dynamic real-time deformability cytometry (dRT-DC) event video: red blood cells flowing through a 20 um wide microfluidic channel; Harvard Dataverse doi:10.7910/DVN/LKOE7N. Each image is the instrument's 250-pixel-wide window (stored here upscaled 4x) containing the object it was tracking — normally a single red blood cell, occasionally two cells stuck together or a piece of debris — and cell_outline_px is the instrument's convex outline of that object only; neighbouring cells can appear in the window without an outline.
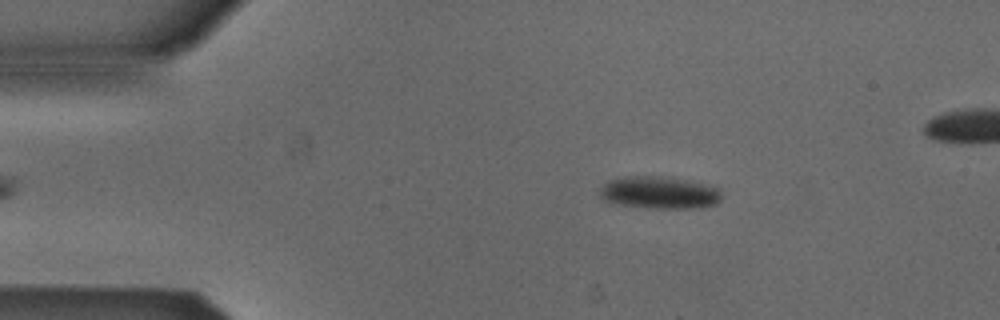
{"species": "Egyptian fruit bat (a non-hibernating species)", "species_latin": "Rousettus aegyptiacus", "temperature_condition": "cold", "stored_images_in_passage": 41, "camera_frame_rate_fps": 3000, "um_per_image_px": 0.085, "animal": {"sex": "male"}, "frame": {"image": 1, "passage_image": 5, "time_ms": 1.333, "image_size_px": [1000, 320], "cell_outline_px": [[720, 200], [716, 204], [700, 208], [652, 208], [620, 204], [604, 200], [600, 196], [600, 188], [608, 180], [624, 176], [660, 176], [688, 180], [720, 188]], "centroid_in_image_um": [56.05, 16.36], "position_along_channel_um": 29.0, "area_um2": 22.95}}
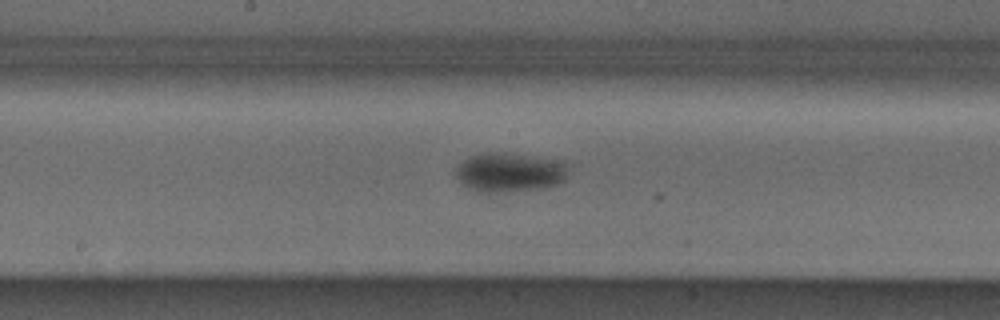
{"frame": {"image": 2, "passage_image": 23, "time_ms": 7.333, "image_size_px": [1000, 320], "cell_outline_px": [[568, 168], [564, 180], [556, 184], [536, 188], [496, 192], [476, 192], [460, 184], [456, 176], [456, 168], [468, 156], [484, 152], [504, 152], [564, 160], [568, 164]], "centroid_in_image_um": [43.29, 14.62], "position_along_channel_um": 204.9, "area_um2": 25.89}}
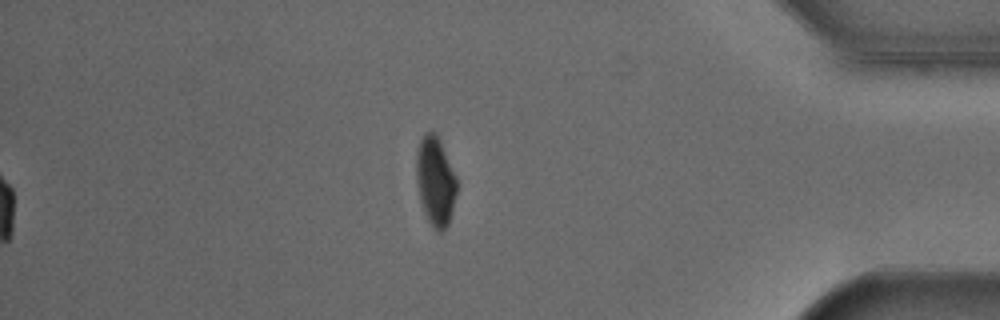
{"frame": {"image": 3, "passage_image": 41, "time_ms": 13.333, "image_size_px": [1000, 320], "cell_outline_px": [[456, 192], [452, 212], [448, 224], [440, 232], [436, 232], [432, 228], [424, 212], [420, 200], [416, 180], [416, 152], [420, 140], [424, 132], [432, 132], [436, 136], [456, 176]], "centroid_in_image_um": [36.98, 15.45], "position_along_channel_um": 398.2, "area_um2": 20.63}, "authors_computed_cell_mechanics": {"area_um2": 24.1604, "velocity_mm_per_s": 3.8517, "shape_relaxation_time_tau1_ms": 3.3597, "shape_relaxation_time_tau2_ms": null, "deformation_change_tau1": 0.0941, "deformation_change_tau2": null}}